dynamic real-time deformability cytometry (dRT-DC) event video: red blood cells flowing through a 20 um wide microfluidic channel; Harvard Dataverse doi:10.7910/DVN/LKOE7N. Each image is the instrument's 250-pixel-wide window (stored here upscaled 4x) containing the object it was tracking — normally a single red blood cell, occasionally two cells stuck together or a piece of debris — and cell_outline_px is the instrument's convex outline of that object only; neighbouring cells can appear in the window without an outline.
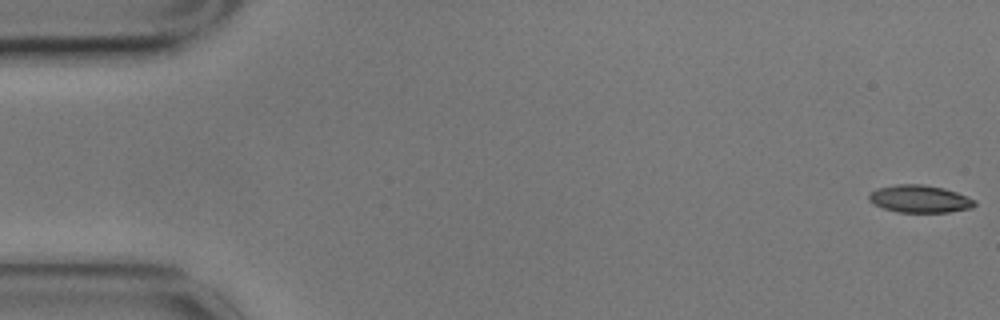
{"species": "common noctule bat (a hibernating species)", "species_latin": "Nyctalus noctula", "temperature_condition": "cold", "stored_images_in_passage": 57, "camera_frame_rate_fps": 3000, "um_per_image_px": 0.085, "animal": {"sex": "male", "body_mass_g": 17.9}, "frame": {"image": 1, "passage_image": 1, "time_ms": 0.0, "image_size_px": [1000, 320], "cell_outline_px": [[976, 204], [972, 208], [948, 212], [896, 212], [872, 204], [868, 200], [868, 192], [876, 188], [896, 184], [924, 184], [944, 188], [956, 192], [976, 200]], "centroid_in_image_um": [78.13, 16.9], "position_along_channel_um": 6.9, "area_um2": 17.17}}
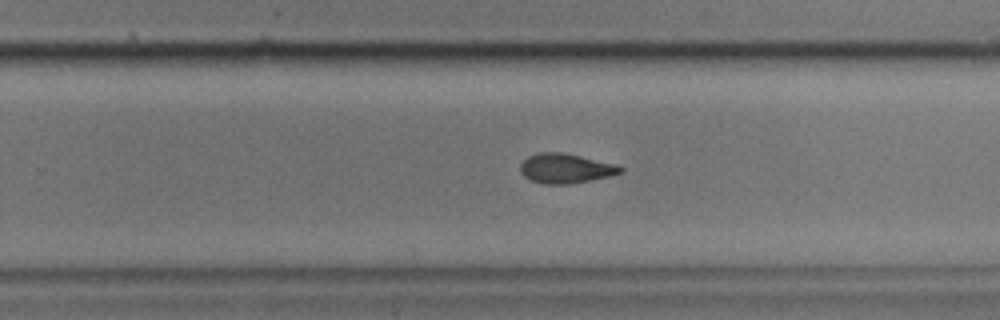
{"frame": {"image": 2, "passage_image": 36, "time_ms": 11.667, "image_size_px": [1000, 320], "cell_outline_px": [[624, 172], [612, 176], [568, 184], [540, 184], [528, 180], [520, 172], [520, 164], [528, 156], [540, 152], [560, 152], [580, 156], [616, 164], [624, 168]], "centroid_in_image_um": [48.07, 14.33], "position_along_channel_um": 281.7, "area_um2": 17.46}}
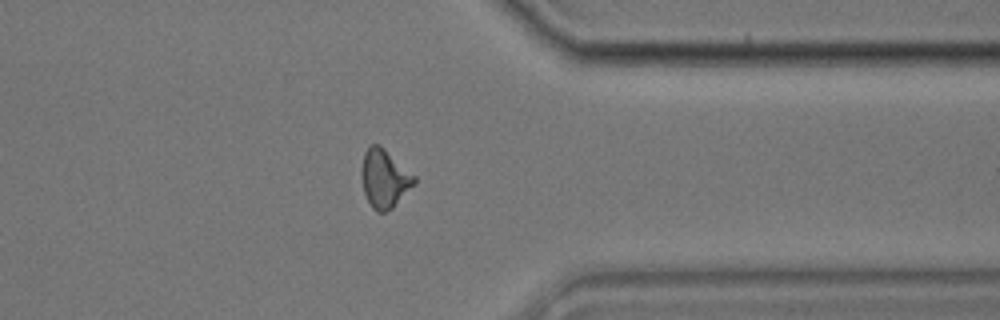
{"frame": {"image": 3, "passage_image": 45, "time_ms": 14.667, "image_size_px": [1000, 320], "cell_outline_px": [[416, 184], [392, 208], [384, 212], [376, 212], [372, 208], [364, 192], [360, 172], [364, 152], [372, 144], [380, 144], [416, 176]], "centroid_in_image_um": [32.69, 15.17], "position_along_channel_um": 378.7, "area_um2": 18.09}, "authors_computed_cell_mechanics": {"area_um2": 17.629, "velocity_mm_per_s": 3.4951, "shape_relaxation_time_tau1_ms": 3.7166, "shape_relaxation_time_tau2_ms": 5.374, "deformation_change_tau1": 0.132, "deformation_change_tau2": 0.1136}}